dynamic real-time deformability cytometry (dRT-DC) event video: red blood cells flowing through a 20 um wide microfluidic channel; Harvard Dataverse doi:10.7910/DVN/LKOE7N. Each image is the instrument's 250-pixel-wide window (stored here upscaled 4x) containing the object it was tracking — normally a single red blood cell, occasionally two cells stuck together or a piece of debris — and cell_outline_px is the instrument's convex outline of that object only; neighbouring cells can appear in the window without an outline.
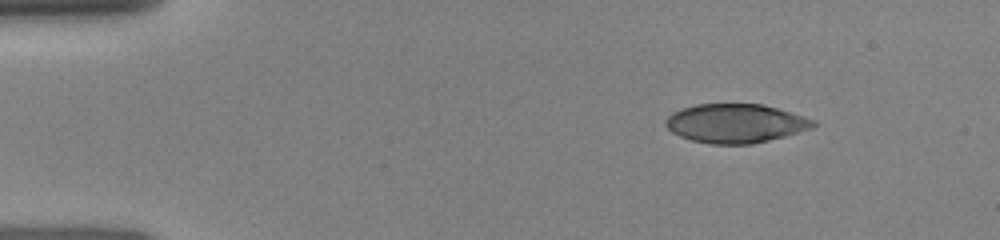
{"species": "human", "species_latin": "Homo sapiens", "temperature_condition": "room temperature", "stored_images_in_passage": 9, "camera_frame_rate_fps": 3000, "um_per_image_px": 0.085, "donor": {"sex": "female"}, "frame": {"image": 1, "passage_image": 1, "time_ms": 0.0, "image_size_px": [1000, 240], "cell_outline_px": [[816, 124], [812, 128], [784, 136], [752, 144], [708, 144], [692, 140], [680, 136], [672, 132], [664, 124], [664, 120], [672, 112], [696, 104], [760, 104], [776, 108], [816, 120]], "centroid_in_image_um": [62.49, 10.49], "position_along_channel_um": 22.5, "area_um2": 33.29}}
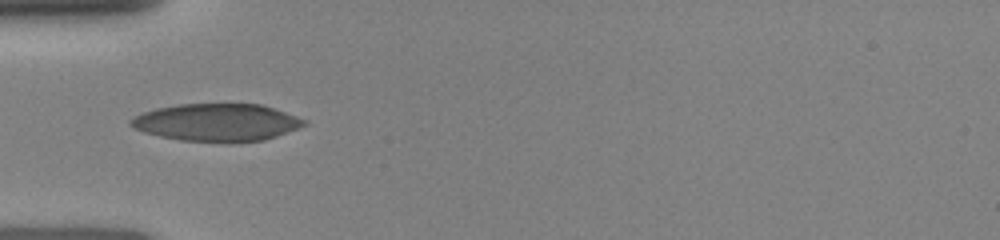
{"frame": {"image": 2, "passage_image": 6, "time_ms": 3.0, "image_size_px": [1000, 240], "cell_outline_px": [[308, 124], [276, 136], [264, 140], [180, 140], [160, 136], [144, 132], [128, 124], [128, 120], [144, 112], [156, 108], [180, 104], [260, 104], [308, 120]], "centroid_in_image_um": [18.42, 10.37], "position_along_channel_um": 66.6, "area_um2": 36.93}}
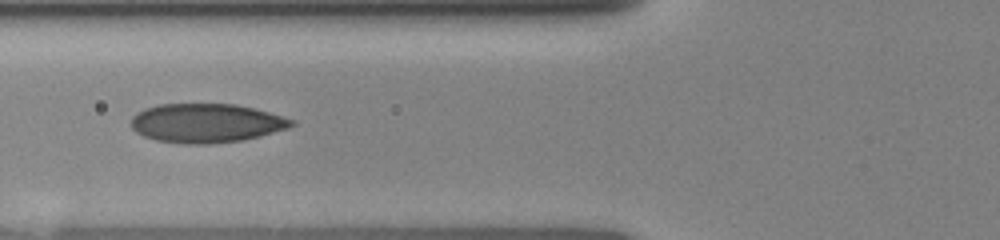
{"frame": {"image": 3, "passage_image": 8, "time_ms": 4.0, "image_size_px": [1000, 240], "cell_outline_px": [[296, 124], [288, 128], [260, 136], [240, 140], [212, 144], [184, 144], [156, 140], [144, 136], [136, 132], [128, 124], [132, 116], [136, 112], [144, 108], [160, 104], [236, 104], [268, 112], [296, 120]], "centroid_in_image_um": [17.49, 10.46], "position_along_channel_um": 108.3, "area_um2": 36.7}}